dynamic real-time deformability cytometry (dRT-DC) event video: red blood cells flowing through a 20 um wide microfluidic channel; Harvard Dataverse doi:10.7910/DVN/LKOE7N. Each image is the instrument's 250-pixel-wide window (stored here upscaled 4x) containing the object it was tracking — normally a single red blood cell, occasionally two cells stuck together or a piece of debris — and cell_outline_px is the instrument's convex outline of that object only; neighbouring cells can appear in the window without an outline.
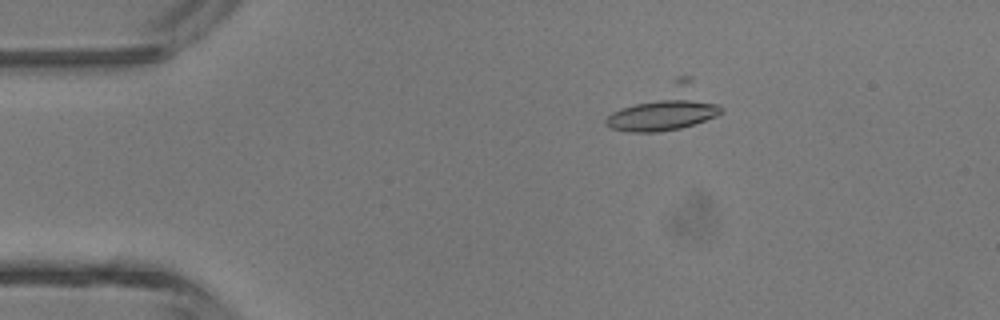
{"species": "common noctule bat (a hibernating species)", "species_latin": "Nyctalus noctula", "temperature_condition": "room temperature", "stored_images_in_passage": 6, "camera_frame_rate_fps": 3000, "um_per_image_px": 0.085, "animal": {"sex": "male", "body_mass_g": 13.3}, "frame": {"image": 1, "passage_image": 4, "time_ms": 3.333, "image_size_px": [1000, 320], "cell_outline_px": [[724, 108], [716, 116], [680, 128], [656, 132], [628, 132], [612, 128], [604, 124], [604, 120], [612, 112], [676, 76], [692, 76]], "centroid_in_image_um": [56.63, 9.16], "position_along_channel_um": 28.4, "area_um2": 29.54}}
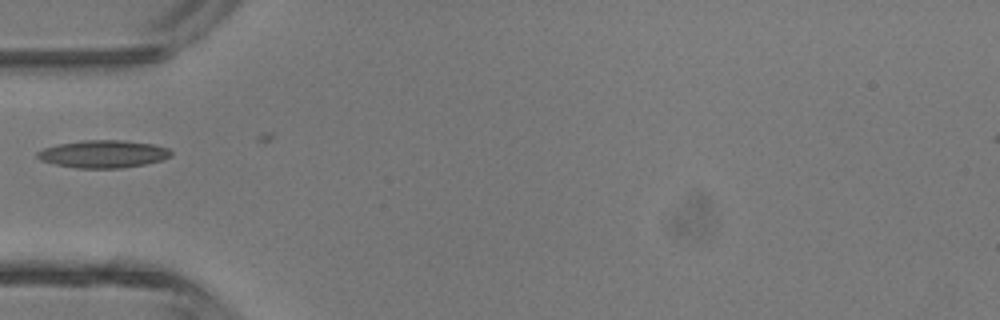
{"frame": {"image": 2, "passage_image": 6, "time_ms": 5.667, "image_size_px": [1000, 320], "cell_outline_px": [[172, 156], [164, 160], [144, 164], [120, 168], [76, 168], [56, 164], [40, 160], [36, 156], [36, 152], [44, 148], [56, 144], [80, 140], [124, 140], [152, 144], [168, 148], [172, 152]], "centroid_in_image_um": [8.77, 13.08], "position_along_channel_um": 76.2, "area_um2": 21.62}}